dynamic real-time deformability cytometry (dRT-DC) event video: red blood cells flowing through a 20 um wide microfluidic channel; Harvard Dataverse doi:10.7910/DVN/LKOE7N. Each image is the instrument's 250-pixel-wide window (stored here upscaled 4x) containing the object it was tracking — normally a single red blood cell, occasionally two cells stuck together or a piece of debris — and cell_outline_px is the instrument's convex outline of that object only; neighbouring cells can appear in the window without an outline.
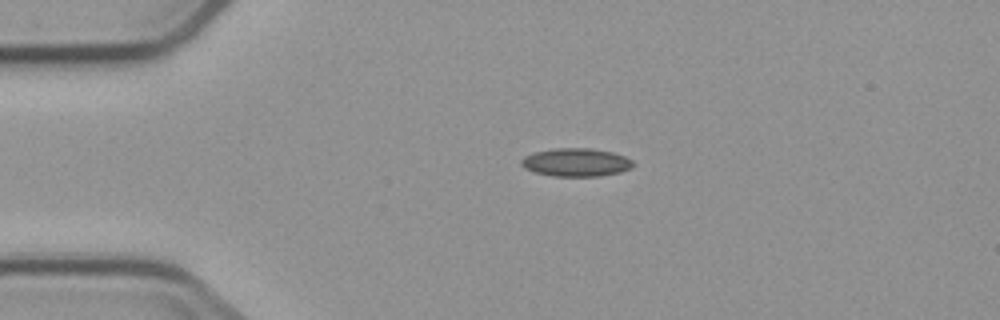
{"species": "common noctule bat (a hibernating species)", "species_latin": "Nyctalus noctula", "temperature_condition": "cold", "stored_images_in_passage": 4, "camera_frame_rate_fps": 3000, "um_per_image_px": 0.085, "animal": {"sex": "male", "body_mass_g": 23.1, "forearm_length_mm": 52.7}, "frame": {"image": 1, "passage_image": 3, "time_ms": 3.0, "image_size_px": [1000, 320], "cell_outline_px": [[636, 164], [632, 168], [620, 172], [600, 176], [552, 176], [532, 172], [524, 168], [520, 164], [520, 160], [524, 156], [532, 152], [552, 148], [592, 148], [612, 152], [624, 156], [632, 160]], "centroid_in_image_um": [48.94, 13.79], "position_along_channel_um": 36.1, "area_um2": 18.73}}